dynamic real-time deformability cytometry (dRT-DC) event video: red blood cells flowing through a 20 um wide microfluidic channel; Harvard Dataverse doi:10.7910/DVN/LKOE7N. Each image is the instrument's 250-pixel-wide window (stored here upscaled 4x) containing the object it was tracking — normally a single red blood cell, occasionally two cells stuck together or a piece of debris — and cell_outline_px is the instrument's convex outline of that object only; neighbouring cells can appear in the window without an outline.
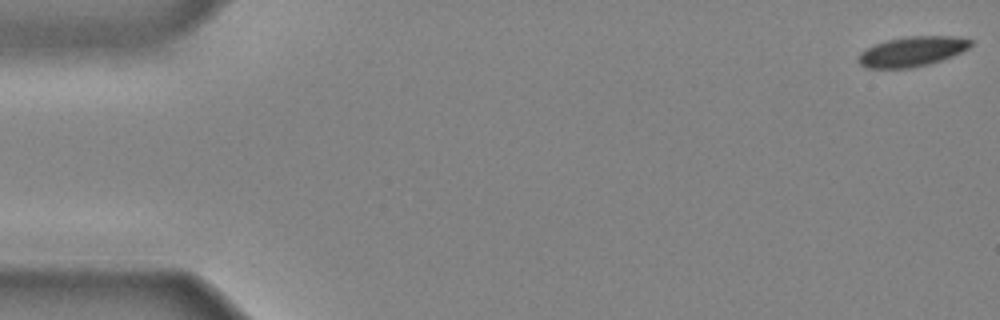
{"species": "common noctule bat (a hibernating species)", "species_latin": "Nyctalus noctula", "temperature_condition": "cold", "stored_images_in_passage": 40, "camera_frame_rate_fps": 3000, "um_per_image_px": 0.085, "animal": {"sex": "male", "body_mass_g": 20.4}, "frame": {"image": 1, "passage_image": 1, "time_ms": 0.0, "image_size_px": [1000, 320], "cell_outline_px": [[972, 44], [968, 48], [952, 56], [928, 64], [912, 68], [864, 68], [856, 60], [860, 52], [876, 44], [888, 40], [908, 36], [956, 36], [972, 40]], "centroid_in_image_um": [77.51, 4.38], "position_along_channel_um": 7.5, "area_um2": 19.48}}
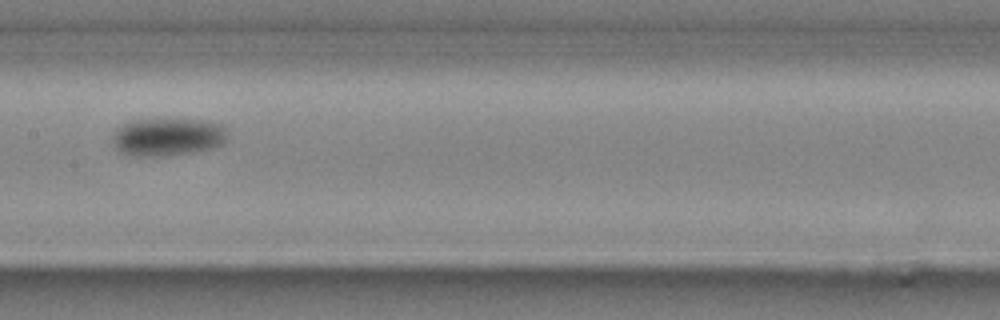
{"frame": {"image": 2, "passage_image": 23, "time_ms": 7.333, "image_size_px": [1000, 320], "cell_outline_px": [[228, 128], [224, 140], [220, 144], [212, 148], [160, 156], [136, 156], [120, 152], [116, 148], [112, 140], [112, 136], [124, 124], [136, 120], [208, 120], [224, 124]], "centroid_in_image_um": [14.28, 11.63], "position_along_channel_um": 193.1, "area_um2": 24.85}}
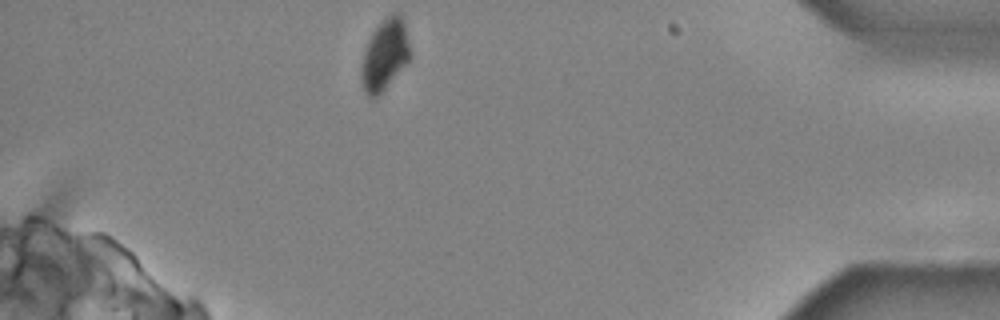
{"frame": {"image": 3, "passage_image": 40, "time_ms": 13.0, "image_size_px": [1000, 320], "cell_outline_px": [[412, 56], [408, 64], [376, 96], [368, 96], [364, 92], [360, 76], [360, 72], [364, 52], [368, 40], [372, 32], [392, 12], [400, 12], [404, 20]], "centroid_in_image_um": [32.74, 4.63], "position_along_channel_um": 402.5, "area_um2": 20.23}}